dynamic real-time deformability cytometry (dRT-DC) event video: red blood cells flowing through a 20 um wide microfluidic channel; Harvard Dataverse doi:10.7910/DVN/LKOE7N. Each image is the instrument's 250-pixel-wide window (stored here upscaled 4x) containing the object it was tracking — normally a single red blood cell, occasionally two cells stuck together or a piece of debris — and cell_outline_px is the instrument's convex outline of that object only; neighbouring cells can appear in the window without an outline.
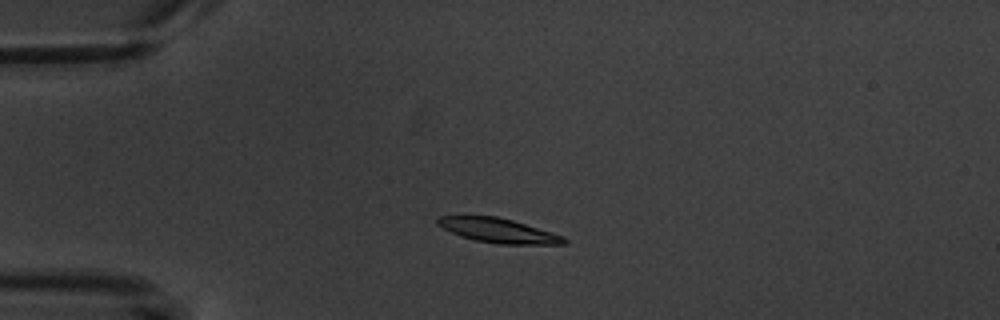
{"species": "common noctule bat (a hibernating species)", "species_latin": "Nyctalus noctula", "temperature_condition": "warm", "stored_images_in_passage": 1, "camera_frame_rate_fps": 3000, "um_per_image_px": 0.085, "animal": {"sex": "male", "body_mass_g": 20.1, "forearm_length_mm": 53.5}, "frame": {"image": 1, "passage_image": 1, "time_ms": 0.0, "image_size_px": [1000, 320], "cell_outline_px": [[568, 244], [496, 244], [476, 240], [460, 236], [436, 224], [436, 220], [440, 216], [496, 216], [512, 220], [552, 232], [564, 236], [568, 240]], "centroid_in_image_um": [42.39, 19.6], "position_along_channel_um": 42.6, "area_um2": 17.92}}